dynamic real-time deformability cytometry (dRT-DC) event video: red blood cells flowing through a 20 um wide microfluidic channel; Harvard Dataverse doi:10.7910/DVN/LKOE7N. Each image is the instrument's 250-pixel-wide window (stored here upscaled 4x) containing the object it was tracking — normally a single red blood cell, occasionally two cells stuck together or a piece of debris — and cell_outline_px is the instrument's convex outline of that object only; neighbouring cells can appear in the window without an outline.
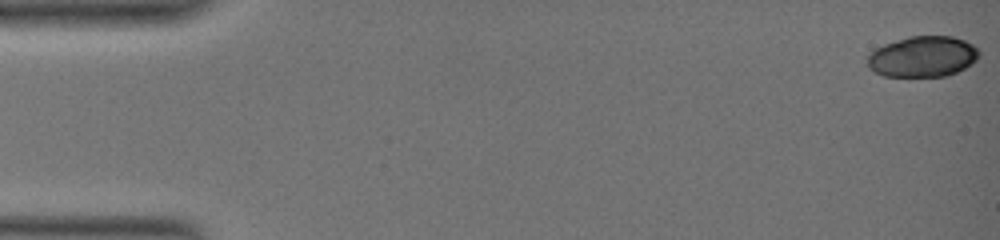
{"species": "common noctule bat (a hibernating species)", "species_latin": "Nyctalus noctula", "temperature_condition": "warm", "stored_images_in_passage": 8, "camera_frame_rate_fps": 3000, "um_per_image_px": 0.085, "animal": {"sex": "female", "body_mass_g": 19.0, "forearm_length_mm": 51.5}, "frame": {"image": 1, "passage_image": 1, "time_ms": 0.0, "image_size_px": [1000, 240], "cell_outline_px": [[980, 56], [972, 64], [948, 76], [884, 76], [868, 68], [868, 56], [876, 48], [884, 44], [908, 36], [952, 36], [964, 40], [972, 44], [980, 52]], "centroid_in_image_um": [78.45, 4.81], "position_along_channel_um": 6.6, "area_um2": 26.53}}
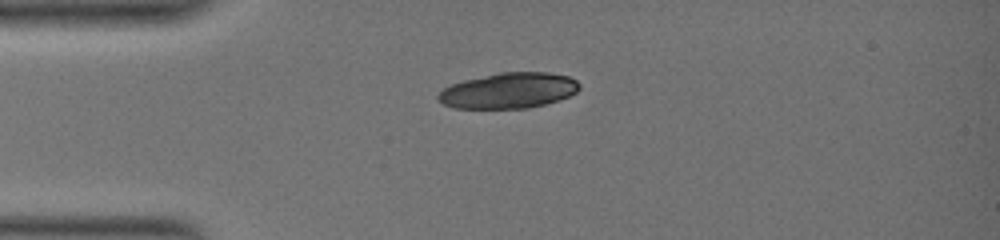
{"frame": {"image": 2, "passage_image": 7, "time_ms": 5.333, "image_size_px": [1000, 240], "cell_outline_px": [[580, 88], [576, 92], [560, 100], [528, 108], [456, 108], [444, 104], [436, 100], [436, 96], [444, 88], [452, 84], [464, 80], [500, 72], [548, 72], [568, 76], [576, 80], [580, 84]], "centroid_in_image_um": [43.24, 7.7], "position_along_channel_um": 41.8, "area_um2": 29.3}}